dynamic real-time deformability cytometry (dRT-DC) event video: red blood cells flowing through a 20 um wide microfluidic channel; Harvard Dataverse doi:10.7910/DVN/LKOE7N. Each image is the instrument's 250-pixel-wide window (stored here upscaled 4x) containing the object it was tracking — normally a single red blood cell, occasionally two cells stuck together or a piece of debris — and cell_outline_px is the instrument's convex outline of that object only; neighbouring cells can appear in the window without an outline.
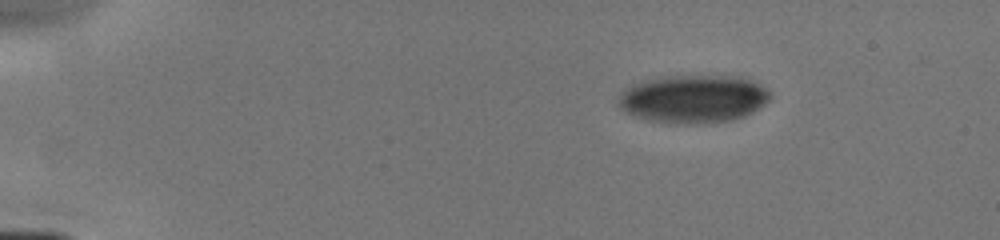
{"species": "human", "species_latin": "Homo sapiens", "temperature_condition": "cold", "stored_images_in_passage": 5, "camera_frame_rate_fps": 3000, "um_per_image_px": 0.085, "donor": {"sex": "male"}, "frame": {"image": 1, "passage_image": 1, "time_ms": 0.0, "image_size_px": [1000, 240], "cell_outline_px": [[772, 96], [764, 104], [752, 112], [744, 116], [732, 120], [700, 124], [668, 124], [648, 120], [632, 116], [624, 112], [616, 104], [616, 96], [624, 88], [632, 84], [644, 80], [668, 76], [740, 76], [752, 80], [760, 84], [772, 92]], "centroid_in_image_um": [58.87, 8.41], "position_along_channel_um": 26.1, "area_um2": 43.35}}
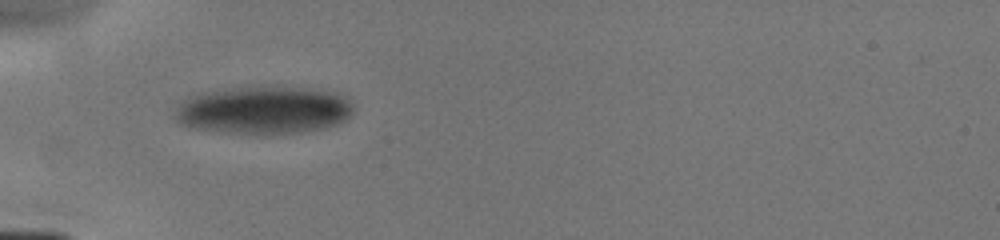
{"frame": {"image": 2, "passage_image": 4, "time_ms": 3.0, "image_size_px": [1000, 240], "cell_outline_px": [[352, 112], [340, 124], [328, 128], [300, 132], [264, 136], [228, 132], [196, 128], [180, 124], [176, 120], [176, 112], [180, 104], [188, 96], [200, 92], [232, 88], [276, 84], [308, 88], [328, 92], [344, 96], [352, 104]], "centroid_in_image_um": [22.43, 9.35], "position_along_channel_um": 62.6, "area_um2": 50.58}}